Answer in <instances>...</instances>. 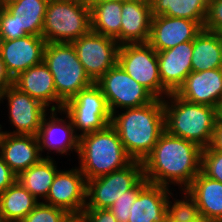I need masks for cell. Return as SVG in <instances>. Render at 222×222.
<instances>
[{
	"label": "cell",
	"instance_id": "cell-9",
	"mask_svg": "<svg viewBox=\"0 0 222 222\" xmlns=\"http://www.w3.org/2000/svg\"><path fill=\"white\" fill-rule=\"evenodd\" d=\"M144 177L143 163L133 160L126 167L86 181L85 209H108L124 192Z\"/></svg>",
	"mask_w": 222,
	"mask_h": 222
},
{
	"label": "cell",
	"instance_id": "cell-35",
	"mask_svg": "<svg viewBox=\"0 0 222 222\" xmlns=\"http://www.w3.org/2000/svg\"><path fill=\"white\" fill-rule=\"evenodd\" d=\"M203 29L222 34V0H208V10Z\"/></svg>",
	"mask_w": 222,
	"mask_h": 222
},
{
	"label": "cell",
	"instance_id": "cell-3",
	"mask_svg": "<svg viewBox=\"0 0 222 222\" xmlns=\"http://www.w3.org/2000/svg\"><path fill=\"white\" fill-rule=\"evenodd\" d=\"M166 98L163 99L165 130L198 144L202 149L209 147L219 109L186 101L176 93H170Z\"/></svg>",
	"mask_w": 222,
	"mask_h": 222
},
{
	"label": "cell",
	"instance_id": "cell-19",
	"mask_svg": "<svg viewBox=\"0 0 222 222\" xmlns=\"http://www.w3.org/2000/svg\"><path fill=\"white\" fill-rule=\"evenodd\" d=\"M14 86L50 110L63 108L64 102L57 96L53 76L44 61L21 72L14 78Z\"/></svg>",
	"mask_w": 222,
	"mask_h": 222
},
{
	"label": "cell",
	"instance_id": "cell-23",
	"mask_svg": "<svg viewBox=\"0 0 222 222\" xmlns=\"http://www.w3.org/2000/svg\"><path fill=\"white\" fill-rule=\"evenodd\" d=\"M186 191L197 203L199 214L222 222V183L200 172Z\"/></svg>",
	"mask_w": 222,
	"mask_h": 222
},
{
	"label": "cell",
	"instance_id": "cell-6",
	"mask_svg": "<svg viewBox=\"0 0 222 222\" xmlns=\"http://www.w3.org/2000/svg\"><path fill=\"white\" fill-rule=\"evenodd\" d=\"M43 61L53 76L57 96L64 103L94 83L86 74L72 43H46Z\"/></svg>",
	"mask_w": 222,
	"mask_h": 222
},
{
	"label": "cell",
	"instance_id": "cell-27",
	"mask_svg": "<svg viewBox=\"0 0 222 222\" xmlns=\"http://www.w3.org/2000/svg\"><path fill=\"white\" fill-rule=\"evenodd\" d=\"M58 169L51 156H44L38 163L22 171L17 180L37 199L45 200Z\"/></svg>",
	"mask_w": 222,
	"mask_h": 222
},
{
	"label": "cell",
	"instance_id": "cell-12",
	"mask_svg": "<svg viewBox=\"0 0 222 222\" xmlns=\"http://www.w3.org/2000/svg\"><path fill=\"white\" fill-rule=\"evenodd\" d=\"M7 99L10 124L16 129L13 132L3 131L0 124V132L12 135L37 136L41 127L43 117L47 109L37 99L20 91L14 85L9 86L1 95L0 102Z\"/></svg>",
	"mask_w": 222,
	"mask_h": 222
},
{
	"label": "cell",
	"instance_id": "cell-8",
	"mask_svg": "<svg viewBox=\"0 0 222 222\" xmlns=\"http://www.w3.org/2000/svg\"><path fill=\"white\" fill-rule=\"evenodd\" d=\"M117 63L157 99L163 100L170 94L160 79L157 51L148 42L120 45Z\"/></svg>",
	"mask_w": 222,
	"mask_h": 222
},
{
	"label": "cell",
	"instance_id": "cell-42",
	"mask_svg": "<svg viewBox=\"0 0 222 222\" xmlns=\"http://www.w3.org/2000/svg\"><path fill=\"white\" fill-rule=\"evenodd\" d=\"M15 1V0H0V5L2 7L6 6L8 3Z\"/></svg>",
	"mask_w": 222,
	"mask_h": 222
},
{
	"label": "cell",
	"instance_id": "cell-11",
	"mask_svg": "<svg viewBox=\"0 0 222 222\" xmlns=\"http://www.w3.org/2000/svg\"><path fill=\"white\" fill-rule=\"evenodd\" d=\"M72 45L86 74L94 83L118 62L120 45L113 38L90 31Z\"/></svg>",
	"mask_w": 222,
	"mask_h": 222
},
{
	"label": "cell",
	"instance_id": "cell-40",
	"mask_svg": "<svg viewBox=\"0 0 222 222\" xmlns=\"http://www.w3.org/2000/svg\"><path fill=\"white\" fill-rule=\"evenodd\" d=\"M63 222H84L81 214H69Z\"/></svg>",
	"mask_w": 222,
	"mask_h": 222
},
{
	"label": "cell",
	"instance_id": "cell-41",
	"mask_svg": "<svg viewBox=\"0 0 222 222\" xmlns=\"http://www.w3.org/2000/svg\"><path fill=\"white\" fill-rule=\"evenodd\" d=\"M166 222H176V221H166ZM194 222H218V221L212 218L199 215Z\"/></svg>",
	"mask_w": 222,
	"mask_h": 222
},
{
	"label": "cell",
	"instance_id": "cell-28",
	"mask_svg": "<svg viewBox=\"0 0 222 222\" xmlns=\"http://www.w3.org/2000/svg\"><path fill=\"white\" fill-rule=\"evenodd\" d=\"M152 16L186 18L205 24L208 0H150Z\"/></svg>",
	"mask_w": 222,
	"mask_h": 222
},
{
	"label": "cell",
	"instance_id": "cell-36",
	"mask_svg": "<svg viewBox=\"0 0 222 222\" xmlns=\"http://www.w3.org/2000/svg\"><path fill=\"white\" fill-rule=\"evenodd\" d=\"M81 216L84 222H117L109 209H84Z\"/></svg>",
	"mask_w": 222,
	"mask_h": 222
},
{
	"label": "cell",
	"instance_id": "cell-17",
	"mask_svg": "<svg viewBox=\"0 0 222 222\" xmlns=\"http://www.w3.org/2000/svg\"><path fill=\"white\" fill-rule=\"evenodd\" d=\"M57 110H50V116L46 114L41 122V127L37 135L41 154L44 150L58 154H67L70 150L78 153L79 137L75 134L74 127L70 118L66 119L57 117ZM46 116L48 118H46ZM52 150V151H51ZM43 151V152H42Z\"/></svg>",
	"mask_w": 222,
	"mask_h": 222
},
{
	"label": "cell",
	"instance_id": "cell-43",
	"mask_svg": "<svg viewBox=\"0 0 222 222\" xmlns=\"http://www.w3.org/2000/svg\"><path fill=\"white\" fill-rule=\"evenodd\" d=\"M219 116L222 118V104H221V107L219 109Z\"/></svg>",
	"mask_w": 222,
	"mask_h": 222
},
{
	"label": "cell",
	"instance_id": "cell-15",
	"mask_svg": "<svg viewBox=\"0 0 222 222\" xmlns=\"http://www.w3.org/2000/svg\"><path fill=\"white\" fill-rule=\"evenodd\" d=\"M199 21L166 15L152 16L148 43L157 51H164L180 43L193 41L202 31Z\"/></svg>",
	"mask_w": 222,
	"mask_h": 222
},
{
	"label": "cell",
	"instance_id": "cell-10",
	"mask_svg": "<svg viewBox=\"0 0 222 222\" xmlns=\"http://www.w3.org/2000/svg\"><path fill=\"white\" fill-rule=\"evenodd\" d=\"M95 83L102 90L111 114L116 112L117 108H137L156 99L148 89L128 75L118 63Z\"/></svg>",
	"mask_w": 222,
	"mask_h": 222
},
{
	"label": "cell",
	"instance_id": "cell-1",
	"mask_svg": "<svg viewBox=\"0 0 222 222\" xmlns=\"http://www.w3.org/2000/svg\"><path fill=\"white\" fill-rule=\"evenodd\" d=\"M201 153L198 144L165 130L142 161L144 178L151 184L167 188L173 184L186 190L201 172Z\"/></svg>",
	"mask_w": 222,
	"mask_h": 222
},
{
	"label": "cell",
	"instance_id": "cell-2",
	"mask_svg": "<svg viewBox=\"0 0 222 222\" xmlns=\"http://www.w3.org/2000/svg\"><path fill=\"white\" fill-rule=\"evenodd\" d=\"M124 110H121V114L119 110L112 113L111 125L117 131L127 154L133 160L142 162L165 131L163 100L156 98L147 105Z\"/></svg>",
	"mask_w": 222,
	"mask_h": 222
},
{
	"label": "cell",
	"instance_id": "cell-24",
	"mask_svg": "<svg viewBox=\"0 0 222 222\" xmlns=\"http://www.w3.org/2000/svg\"><path fill=\"white\" fill-rule=\"evenodd\" d=\"M91 31L113 38L120 45L122 2L89 0Z\"/></svg>",
	"mask_w": 222,
	"mask_h": 222
},
{
	"label": "cell",
	"instance_id": "cell-37",
	"mask_svg": "<svg viewBox=\"0 0 222 222\" xmlns=\"http://www.w3.org/2000/svg\"><path fill=\"white\" fill-rule=\"evenodd\" d=\"M16 180H17V175L4 162V159L0 154V193L4 192Z\"/></svg>",
	"mask_w": 222,
	"mask_h": 222
},
{
	"label": "cell",
	"instance_id": "cell-22",
	"mask_svg": "<svg viewBox=\"0 0 222 222\" xmlns=\"http://www.w3.org/2000/svg\"><path fill=\"white\" fill-rule=\"evenodd\" d=\"M170 190L148 183L132 204L128 222H165Z\"/></svg>",
	"mask_w": 222,
	"mask_h": 222
},
{
	"label": "cell",
	"instance_id": "cell-18",
	"mask_svg": "<svg viewBox=\"0 0 222 222\" xmlns=\"http://www.w3.org/2000/svg\"><path fill=\"white\" fill-rule=\"evenodd\" d=\"M193 41L180 43L170 49L157 52L159 74L163 87L176 93L192 72Z\"/></svg>",
	"mask_w": 222,
	"mask_h": 222
},
{
	"label": "cell",
	"instance_id": "cell-13",
	"mask_svg": "<svg viewBox=\"0 0 222 222\" xmlns=\"http://www.w3.org/2000/svg\"><path fill=\"white\" fill-rule=\"evenodd\" d=\"M43 203L81 214L86 205V180L80 168L58 170Z\"/></svg>",
	"mask_w": 222,
	"mask_h": 222
},
{
	"label": "cell",
	"instance_id": "cell-34",
	"mask_svg": "<svg viewBox=\"0 0 222 222\" xmlns=\"http://www.w3.org/2000/svg\"><path fill=\"white\" fill-rule=\"evenodd\" d=\"M201 172L209 178L222 183V152L210 146L201 153Z\"/></svg>",
	"mask_w": 222,
	"mask_h": 222
},
{
	"label": "cell",
	"instance_id": "cell-14",
	"mask_svg": "<svg viewBox=\"0 0 222 222\" xmlns=\"http://www.w3.org/2000/svg\"><path fill=\"white\" fill-rule=\"evenodd\" d=\"M46 41L42 36L26 35L12 40H0V56L11 77L43 62Z\"/></svg>",
	"mask_w": 222,
	"mask_h": 222
},
{
	"label": "cell",
	"instance_id": "cell-25",
	"mask_svg": "<svg viewBox=\"0 0 222 222\" xmlns=\"http://www.w3.org/2000/svg\"><path fill=\"white\" fill-rule=\"evenodd\" d=\"M192 71L222 68V34L205 29L193 40Z\"/></svg>",
	"mask_w": 222,
	"mask_h": 222
},
{
	"label": "cell",
	"instance_id": "cell-44",
	"mask_svg": "<svg viewBox=\"0 0 222 222\" xmlns=\"http://www.w3.org/2000/svg\"><path fill=\"white\" fill-rule=\"evenodd\" d=\"M113 1H121V2H126V1H130V0H113Z\"/></svg>",
	"mask_w": 222,
	"mask_h": 222
},
{
	"label": "cell",
	"instance_id": "cell-31",
	"mask_svg": "<svg viewBox=\"0 0 222 222\" xmlns=\"http://www.w3.org/2000/svg\"><path fill=\"white\" fill-rule=\"evenodd\" d=\"M149 182L143 177L131 190L124 192L123 196L116 199L114 204L108 208L117 222H128L130 209L134 203L139 192L148 184Z\"/></svg>",
	"mask_w": 222,
	"mask_h": 222
},
{
	"label": "cell",
	"instance_id": "cell-16",
	"mask_svg": "<svg viewBox=\"0 0 222 222\" xmlns=\"http://www.w3.org/2000/svg\"><path fill=\"white\" fill-rule=\"evenodd\" d=\"M176 94L189 102L220 109L222 104V68L192 71Z\"/></svg>",
	"mask_w": 222,
	"mask_h": 222
},
{
	"label": "cell",
	"instance_id": "cell-38",
	"mask_svg": "<svg viewBox=\"0 0 222 222\" xmlns=\"http://www.w3.org/2000/svg\"><path fill=\"white\" fill-rule=\"evenodd\" d=\"M210 147L213 150L222 152V118L218 116L215 128L213 131L212 141L210 143Z\"/></svg>",
	"mask_w": 222,
	"mask_h": 222
},
{
	"label": "cell",
	"instance_id": "cell-30",
	"mask_svg": "<svg viewBox=\"0 0 222 222\" xmlns=\"http://www.w3.org/2000/svg\"><path fill=\"white\" fill-rule=\"evenodd\" d=\"M184 195L181 199H174V203L170 200L173 193H170L167 204V218L166 221L176 222H194L199 214L198 206L194 198L186 191L183 190Z\"/></svg>",
	"mask_w": 222,
	"mask_h": 222
},
{
	"label": "cell",
	"instance_id": "cell-21",
	"mask_svg": "<svg viewBox=\"0 0 222 222\" xmlns=\"http://www.w3.org/2000/svg\"><path fill=\"white\" fill-rule=\"evenodd\" d=\"M121 16L120 45L147 43L152 20L150 0L122 2Z\"/></svg>",
	"mask_w": 222,
	"mask_h": 222
},
{
	"label": "cell",
	"instance_id": "cell-33",
	"mask_svg": "<svg viewBox=\"0 0 222 222\" xmlns=\"http://www.w3.org/2000/svg\"><path fill=\"white\" fill-rule=\"evenodd\" d=\"M28 35L21 22V16L12 15L5 7L0 9V40H12Z\"/></svg>",
	"mask_w": 222,
	"mask_h": 222
},
{
	"label": "cell",
	"instance_id": "cell-4",
	"mask_svg": "<svg viewBox=\"0 0 222 222\" xmlns=\"http://www.w3.org/2000/svg\"><path fill=\"white\" fill-rule=\"evenodd\" d=\"M77 154L78 167L86 181L122 169L133 161L111 124L80 136Z\"/></svg>",
	"mask_w": 222,
	"mask_h": 222
},
{
	"label": "cell",
	"instance_id": "cell-32",
	"mask_svg": "<svg viewBox=\"0 0 222 222\" xmlns=\"http://www.w3.org/2000/svg\"><path fill=\"white\" fill-rule=\"evenodd\" d=\"M68 215L66 210L41 201L21 222H63Z\"/></svg>",
	"mask_w": 222,
	"mask_h": 222
},
{
	"label": "cell",
	"instance_id": "cell-39",
	"mask_svg": "<svg viewBox=\"0 0 222 222\" xmlns=\"http://www.w3.org/2000/svg\"><path fill=\"white\" fill-rule=\"evenodd\" d=\"M12 85H14V79L8 73L5 63L0 56V97L2 93Z\"/></svg>",
	"mask_w": 222,
	"mask_h": 222
},
{
	"label": "cell",
	"instance_id": "cell-7",
	"mask_svg": "<svg viewBox=\"0 0 222 222\" xmlns=\"http://www.w3.org/2000/svg\"><path fill=\"white\" fill-rule=\"evenodd\" d=\"M58 113L70 118L78 137L102 130L111 124L112 114L102 90L96 83L81 90L75 97L64 103Z\"/></svg>",
	"mask_w": 222,
	"mask_h": 222
},
{
	"label": "cell",
	"instance_id": "cell-29",
	"mask_svg": "<svg viewBox=\"0 0 222 222\" xmlns=\"http://www.w3.org/2000/svg\"><path fill=\"white\" fill-rule=\"evenodd\" d=\"M49 0H15L4 6L12 15L21 16L28 35L41 36Z\"/></svg>",
	"mask_w": 222,
	"mask_h": 222
},
{
	"label": "cell",
	"instance_id": "cell-26",
	"mask_svg": "<svg viewBox=\"0 0 222 222\" xmlns=\"http://www.w3.org/2000/svg\"><path fill=\"white\" fill-rule=\"evenodd\" d=\"M39 204L18 180L0 193V214L3 222H21Z\"/></svg>",
	"mask_w": 222,
	"mask_h": 222
},
{
	"label": "cell",
	"instance_id": "cell-5",
	"mask_svg": "<svg viewBox=\"0 0 222 222\" xmlns=\"http://www.w3.org/2000/svg\"><path fill=\"white\" fill-rule=\"evenodd\" d=\"M90 31L88 1L49 0L41 34L46 43H72Z\"/></svg>",
	"mask_w": 222,
	"mask_h": 222
},
{
	"label": "cell",
	"instance_id": "cell-20",
	"mask_svg": "<svg viewBox=\"0 0 222 222\" xmlns=\"http://www.w3.org/2000/svg\"><path fill=\"white\" fill-rule=\"evenodd\" d=\"M0 154L17 176L43 158L37 136L3 132H0Z\"/></svg>",
	"mask_w": 222,
	"mask_h": 222
}]
</instances>
